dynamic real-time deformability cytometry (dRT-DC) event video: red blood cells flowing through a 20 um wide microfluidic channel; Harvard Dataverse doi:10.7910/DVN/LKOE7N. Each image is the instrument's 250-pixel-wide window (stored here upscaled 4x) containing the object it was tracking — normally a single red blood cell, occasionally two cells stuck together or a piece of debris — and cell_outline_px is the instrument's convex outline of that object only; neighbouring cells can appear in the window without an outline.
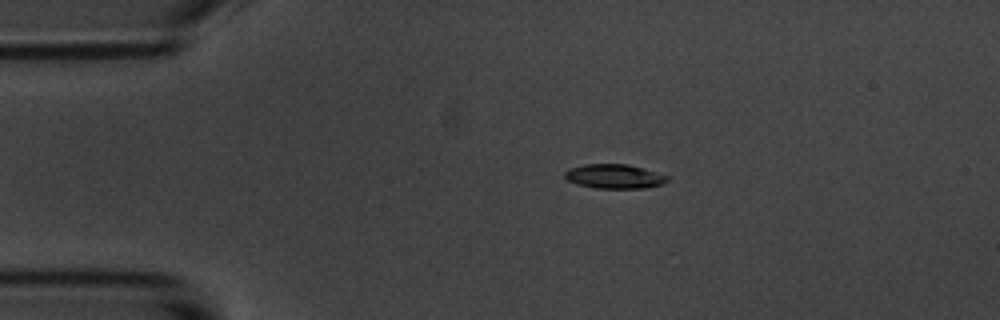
{"species": "common noctule bat (a hibernating species)", "species_latin": "Nyctalus noctula", "temperature_condition": "room temperature", "stored_images_in_passage": 46, "camera_frame_rate_fps": 3000, "um_per_image_px": 0.085, "animal": {"sex": "male", "body_mass_g": 20.1, "forearm_length_mm": 53.5}, "frame": {"image": 1, "passage_image": 1, "time_ms": 0.0, "image_size_px": [1000, 320], "cell_outline_px": [[668, 180], [664, 184], [644, 188], [596, 188], [576, 184], [564, 180], [564, 172], [568, 168], [584, 164], [628, 164], [644, 168], [668, 176]], "centroid_in_image_um": [52.18, 14.99], "position_along_channel_um": 32.8, "area_um2": 14.74}}
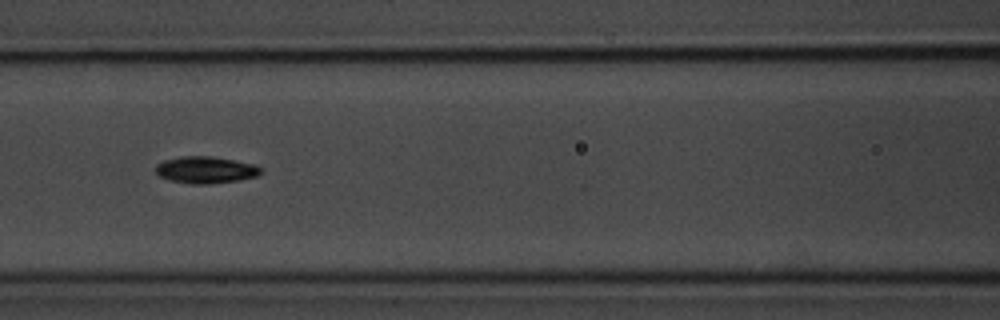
{"frame": {"image": 2, "passage_image": 14, "time_ms": 4.333, "image_size_px": [1000, 320], "cell_outline_px": [[260, 172], [256, 176], [240, 180], [208, 184], [192, 184], [168, 180], [160, 176], [156, 172], [156, 164], [164, 160], [180, 156], [212, 156], [256, 164], [260, 168]], "centroid_in_image_um": [17.46, 14.43], "position_along_channel_um": 149.1, "area_um2": 16.47}}
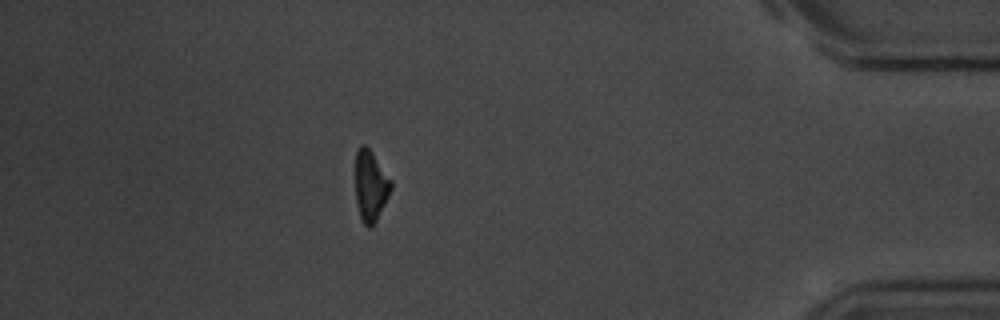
{"frame": {"image": 3, "passage_image": 39, "time_ms": 12.667, "image_size_px": [1000, 320], "cell_outline_px": [[392, 188], [376, 220], [368, 228], [364, 224], [360, 216], [356, 200], [356, 148], [360, 144], [364, 144], [372, 152], [392, 180]], "centroid_in_image_um": [31.5, 15.74], "position_along_channel_um": 403.7, "area_um2": 14.51}, "authors_computed_cell_mechanics": {"area_um2": 15.5193, "velocity_mm_per_s": 3.6033, "shape_relaxation_time_tau1_ms": 2.4244, "shape_relaxation_time_tau2_ms": null, "deformation_change_tau1": 0.1206, "deformation_change_tau2": null}}